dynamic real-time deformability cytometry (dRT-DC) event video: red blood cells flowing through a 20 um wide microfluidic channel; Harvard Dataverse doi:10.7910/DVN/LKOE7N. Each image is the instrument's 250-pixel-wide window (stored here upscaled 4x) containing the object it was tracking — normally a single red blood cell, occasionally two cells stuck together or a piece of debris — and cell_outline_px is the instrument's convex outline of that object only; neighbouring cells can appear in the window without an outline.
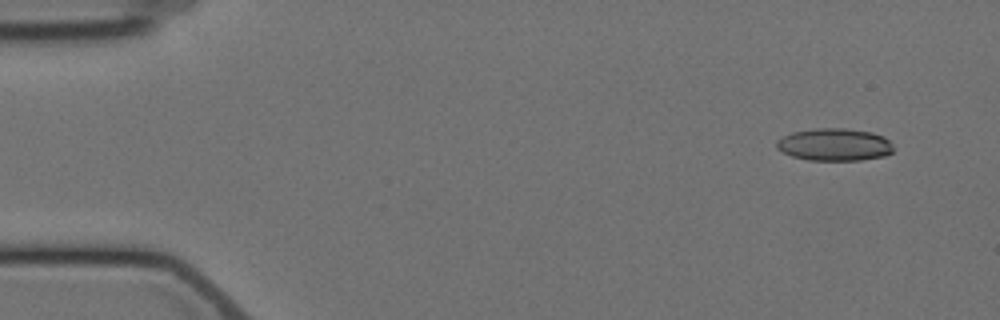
{"species": "Egyptian fruit bat (a non-hibernating species)", "species_latin": "Rousettus aegyptiacus", "temperature_condition": "cold", "stored_images_in_passage": 8, "camera_frame_rate_fps": 3000, "um_per_image_px": 0.085, "animal": {"sex": "female"}, "frame": {"image": 1, "passage_image": 1, "time_ms": 0.0, "image_size_px": [1000, 320], "cell_outline_px": [[892, 152], [884, 156], [860, 160], [808, 160], [792, 156], [776, 148], [776, 140], [792, 132], [812, 128], [844, 128], [872, 132], [884, 136], [892, 144]], "centroid_in_image_um": [70.92, 12.28], "position_along_channel_um": 14.1, "area_um2": 22.14}}
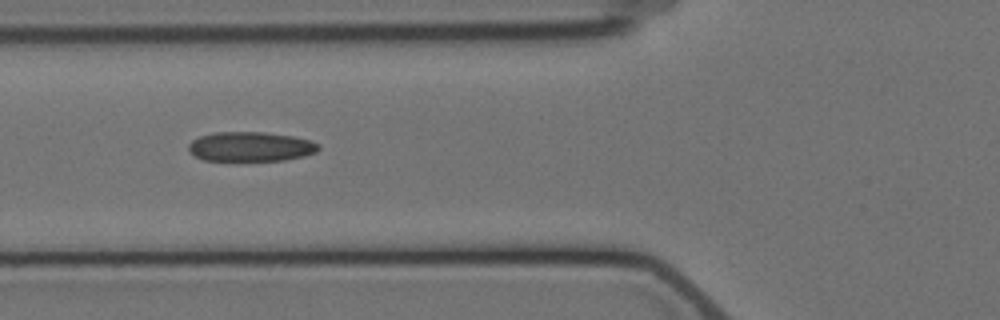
{"frame": {"image": 2, "passage_image": 6, "time_ms": 5.667, "image_size_px": [1000, 320], "cell_outline_px": [[320, 148], [316, 152], [304, 156], [284, 160], [204, 160], [188, 152], [188, 144], [192, 140], [200, 136], [212, 132], [264, 132], [292, 136], [312, 140], [320, 144]], "centroid_in_image_um": [21.31, 12.45], "position_along_channel_um": 104.5, "area_um2": 22.48}}
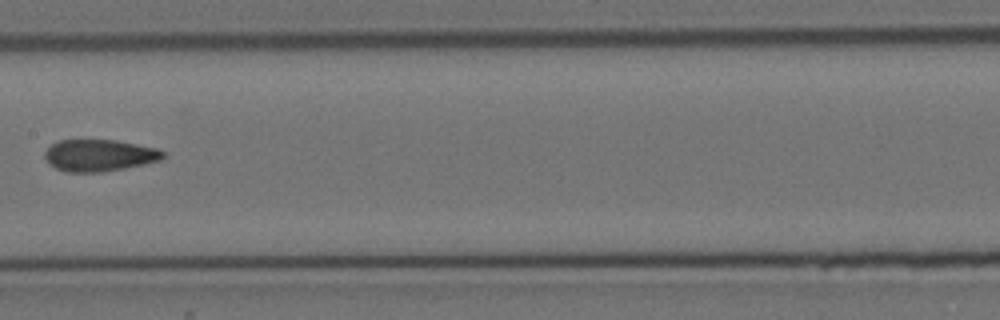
{"frame": {"image": 3, "passage_image": 8, "time_ms": 8.333, "image_size_px": [1000, 320], "cell_outline_px": [[164, 156], [160, 160], [124, 168], [104, 172], [68, 172], [56, 168], [48, 164], [44, 156], [44, 152], [52, 144], [60, 140], [116, 140], [156, 148], [164, 152]], "centroid_in_image_um": [8.4, 13.21], "position_along_channel_um": 199.0, "area_um2": 21.79}}